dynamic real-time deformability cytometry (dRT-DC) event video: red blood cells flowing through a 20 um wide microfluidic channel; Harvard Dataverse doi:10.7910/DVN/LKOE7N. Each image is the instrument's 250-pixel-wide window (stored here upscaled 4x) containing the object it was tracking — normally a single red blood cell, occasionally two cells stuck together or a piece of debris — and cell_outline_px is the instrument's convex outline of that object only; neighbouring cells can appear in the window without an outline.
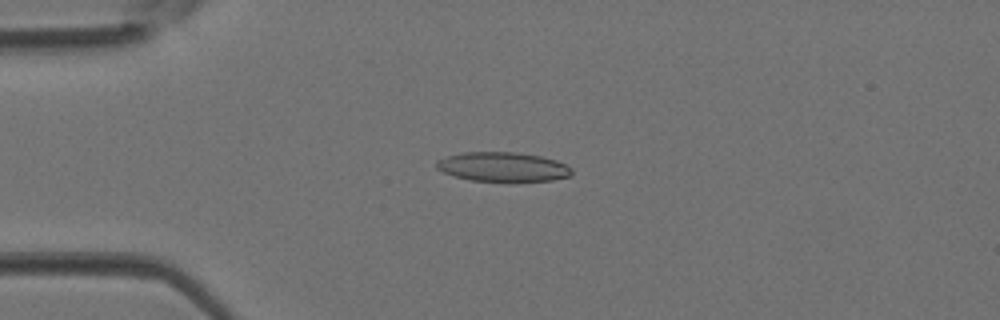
{"species": "Egyptian fruit bat (a non-hibernating species)", "species_latin": "Rousettus aegyptiacus", "temperature_condition": "room temperature", "stored_images_in_passage": 2, "camera_frame_rate_fps": 3000, "um_per_image_px": 0.085, "animal": {"sex": "female"}, "frame": {"image": 1, "passage_image": 2, "time_ms": 0.333, "image_size_px": [1000, 320], "cell_outline_px": [[572, 176], [552, 180], [472, 180], [456, 176], [444, 172], [436, 168], [436, 160], [448, 156], [464, 152], [516, 152], [540, 156], [556, 160], [572, 168]], "centroid_in_image_um": [42.75, 14.16], "position_along_channel_um": 42.2, "area_um2": 22.72}}